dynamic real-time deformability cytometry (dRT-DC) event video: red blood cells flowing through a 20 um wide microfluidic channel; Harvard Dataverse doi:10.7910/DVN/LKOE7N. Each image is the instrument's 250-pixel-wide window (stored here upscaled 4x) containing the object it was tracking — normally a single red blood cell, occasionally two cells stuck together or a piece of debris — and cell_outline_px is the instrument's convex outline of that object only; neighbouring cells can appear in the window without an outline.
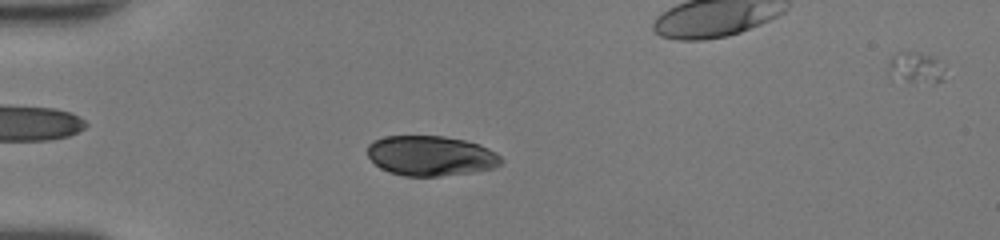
{"species": "human", "species_latin": "Homo sapiens", "temperature_condition": "room temperature", "stored_images_in_passage": 49, "camera_frame_rate_fps": 3000, "um_per_image_px": 0.085, "donor": {"sex": "female"}, "frame": {"image": 1, "passage_image": 13, "time_ms": 4.0, "image_size_px": [1000, 240], "cell_outline_px": [[504, 160], [496, 168], [472, 172], [440, 176], [404, 176], [388, 172], [380, 168], [368, 156], [368, 144], [384, 136], [444, 136], [464, 140], [480, 144], [496, 152]], "centroid_in_image_um": [36.64, 13.24], "position_along_channel_um": 48.4, "area_um2": 31.33}}
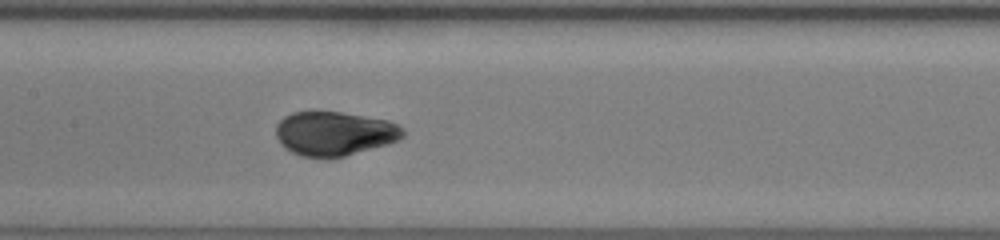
{"frame": {"image": 2, "passage_image": 24, "time_ms": 7.667, "image_size_px": [1000, 240], "cell_outline_px": [[404, 136], [400, 140], [344, 156], [300, 156], [284, 148], [280, 144], [276, 136], [276, 124], [284, 116], [292, 112], [340, 112], [388, 120], [404, 128]], "centroid_in_image_um": [28.41, 11.33], "position_along_channel_um": 179.0, "area_um2": 32.37}}
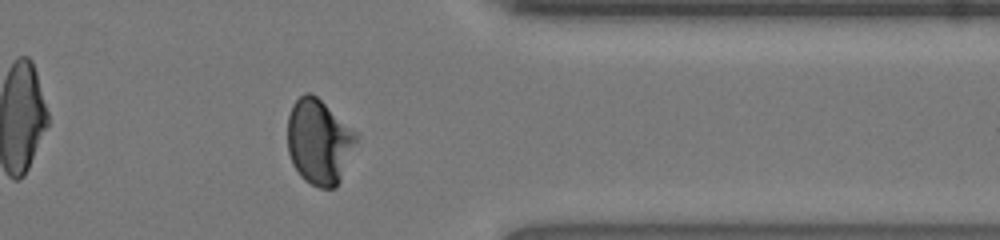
{"frame": {"image": 3, "passage_image": 39, "time_ms": 12.667, "image_size_px": [1000, 240], "cell_outline_px": [[356, 140], [340, 180], [336, 188], [320, 188], [304, 180], [300, 176], [292, 164], [288, 152], [288, 116], [292, 104], [304, 92], [308, 92], [316, 96], [356, 132]], "centroid_in_image_um": [27.07, 12.05], "position_along_channel_um": 384.3, "area_um2": 33.64}, "authors_computed_cell_mechanics": {"area_um2": 32.7726, "velocity_mm_per_s": 4.2482, "shape_relaxation_time_tau1_ms": 3.6859, "shape_relaxation_time_tau2_ms": null, "deformation_change_tau1": 0.1784, "deformation_change_tau2": null}}